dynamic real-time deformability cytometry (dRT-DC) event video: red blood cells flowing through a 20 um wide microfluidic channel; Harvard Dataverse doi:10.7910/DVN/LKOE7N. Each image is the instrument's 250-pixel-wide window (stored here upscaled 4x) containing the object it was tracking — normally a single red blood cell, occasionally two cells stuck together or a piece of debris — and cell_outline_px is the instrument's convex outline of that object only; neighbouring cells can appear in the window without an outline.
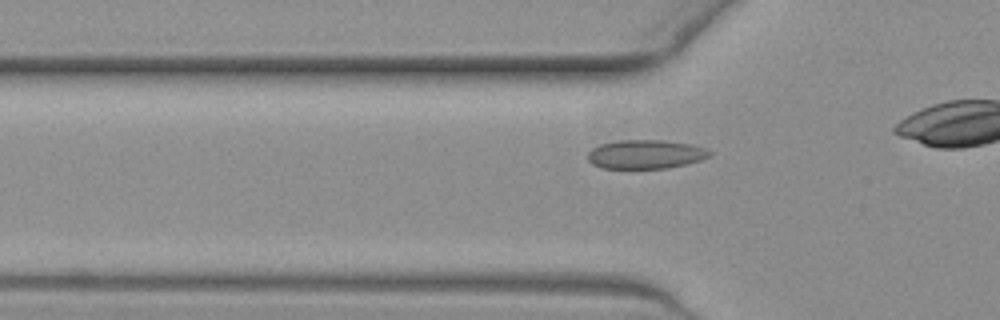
{"species": "common noctule bat (a hibernating species)", "species_latin": "Nyctalus noctula", "temperature_condition": "warm", "stored_images_in_passage": 32, "camera_frame_rate_fps": 3000, "um_per_image_px": 0.085, "animal": {"sex": "female", "body_mass_g": 19.3, "forearm_length_mm": 54.1}, "frame": {"image": 1, "passage_image": 7, "time_ms": 2.0, "image_size_px": [1000, 320], "cell_outline_px": [[712, 152], [708, 156], [700, 160], [668, 168], [600, 168], [592, 164], [588, 160], [588, 152], [592, 148], [600, 144], [620, 140], [660, 140], [692, 144], [708, 148]], "centroid_in_image_um": [54.86, 13.11], "position_along_channel_um": 70.9, "area_um2": 20.52}}
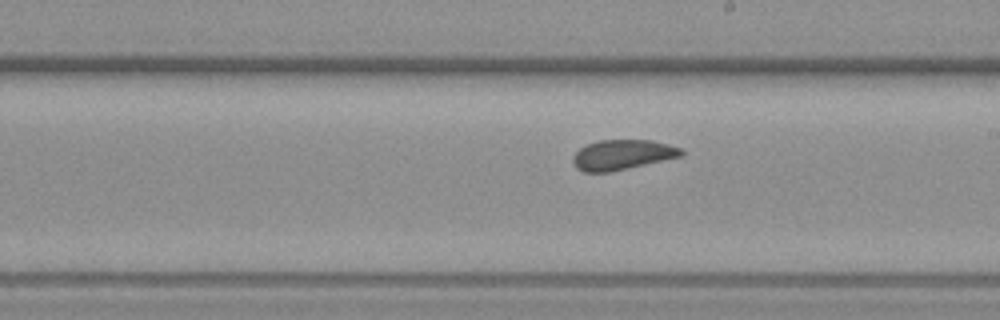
{"frame": {"image": 2, "passage_image": 20, "time_ms": 6.333, "image_size_px": [1000, 320], "cell_outline_px": [[684, 156], [608, 172], [584, 172], [576, 168], [572, 160], [572, 156], [580, 148], [588, 144], [600, 140], [652, 140], [668, 144], [680, 148], [684, 152]], "centroid_in_image_um": [52.9, 13.15], "position_along_channel_um": 236.1, "area_um2": 18.9}}
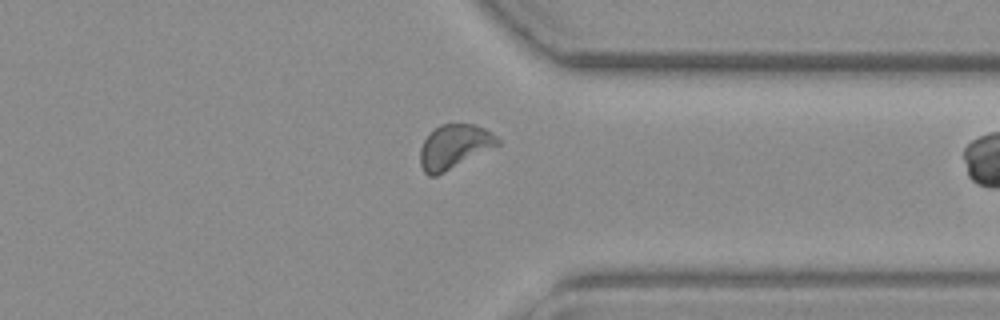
{"frame": {"image": 3, "passage_image": 31, "time_ms": 10.0, "image_size_px": [1000, 320], "cell_outline_px": [[500, 144], [436, 176], [428, 176], [424, 172], [420, 164], [420, 148], [424, 140], [440, 124], [472, 124], [484, 128], [492, 132], [500, 140]], "centroid_in_image_um": [38.6, 12.47], "position_along_channel_um": 372.8, "area_um2": 19.65}}